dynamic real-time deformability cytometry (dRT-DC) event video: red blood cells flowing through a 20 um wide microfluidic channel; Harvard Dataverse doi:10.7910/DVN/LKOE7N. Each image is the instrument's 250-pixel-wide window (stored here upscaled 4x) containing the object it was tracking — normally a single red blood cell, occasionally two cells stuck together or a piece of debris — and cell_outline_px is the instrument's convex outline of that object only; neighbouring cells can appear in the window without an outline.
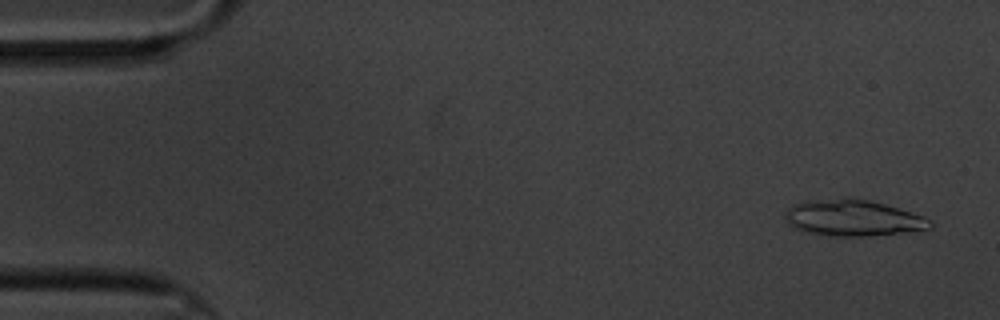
{"species": "common noctule bat (a hibernating species)", "species_latin": "Nyctalus noctula", "temperature_condition": "cold", "stored_images_in_passage": 60, "segment_of_instrument_passage": [1, 2], "camera_frame_rate_fps": 3000, "um_per_image_px": 0.085, "animal": {"sex": "male", "body_mass_g": 20.1, "forearm_length_mm": 53.5}, "frame": {"image": 1, "passage_image": 3, "time_ms": 0.667, "image_size_px": [1000, 320], "cell_outline_px": [[932, 228], [904, 232], [872, 236], [828, 236], [804, 232], [788, 224], [784, 220], [784, 212], [792, 204], [848, 196], [868, 200], [884, 204], [924, 216], [932, 220]], "centroid_in_image_um": [72.48, 18.53], "position_along_channel_um": 12.5, "area_um2": 30.81}}